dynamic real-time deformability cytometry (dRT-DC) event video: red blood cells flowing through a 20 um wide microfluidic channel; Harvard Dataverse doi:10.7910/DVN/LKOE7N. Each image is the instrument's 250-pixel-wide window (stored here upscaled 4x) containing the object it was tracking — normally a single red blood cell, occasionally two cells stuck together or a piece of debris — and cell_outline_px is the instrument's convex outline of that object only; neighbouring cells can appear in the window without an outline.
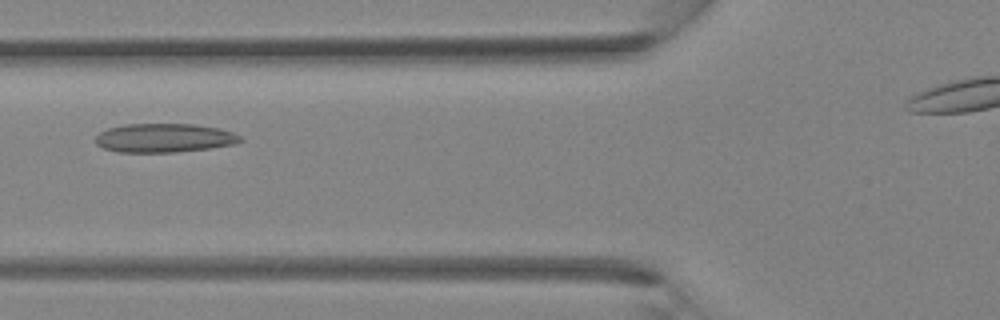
{"species": "Egyptian fruit bat (a non-hibernating species)", "species_latin": "Rousettus aegyptiacus", "temperature_condition": "room temperature", "stored_images_in_passage": 24, "camera_frame_rate_fps": 3000, "um_per_image_px": 0.085, "animal": {"sex": "female"}, "frame": {"image": 1, "passage_image": 4, "time_ms": 1.0, "image_size_px": [1000, 320], "cell_outline_px": [[244, 140], [232, 144], [208, 148], [176, 152], [116, 152], [104, 148], [96, 144], [96, 136], [100, 132], [108, 128], [124, 124], [196, 124], [220, 128], [232, 132], [240, 136]], "centroid_in_image_um": [13.94, 11.72], "position_along_channel_um": 111.9, "area_um2": 24.33}}
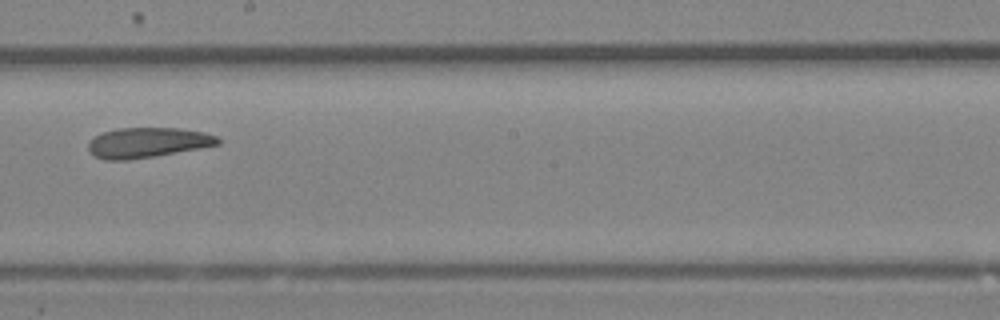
{"frame": {"image": 2, "passage_image": 11, "time_ms": 3.333, "image_size_px": [1000, 320], "cell_outline_px": [[220, 144], [200, 148], [156, 156], [128, 160], [104, 160], [92, 156], [88, 152], [88, 144], [96, 136], [104, 132], [120, 128], [180, 128], [204, 132], [216, 136], [220, 140]], "centroid_in_image_um": [12.53, 12.13], "position_along_channel_um": 235.7, "area_um2": 22.77}}
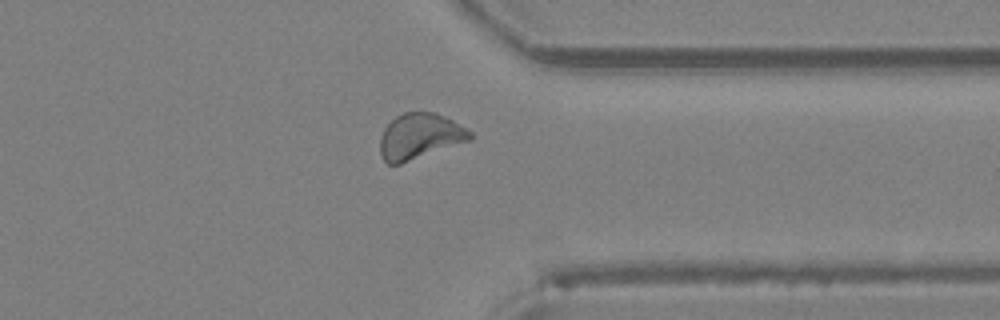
{"frame": {"image": 3, "passage_image": 19, "time_ms": 6.0, "image_size_px": [1000, 320], "cell_outline_px": [[472, 140], [400, 164], [388, 164], [384, 160], [380, 152], [380, 136], [384, 128], [396, 116], [404, 112], [436, 112], [452, 120], [472, 132]], "centroid_in_image_um": [35.68, 11.59], "position_along_channel_um": 375.7, "area_um2": 23.99}}